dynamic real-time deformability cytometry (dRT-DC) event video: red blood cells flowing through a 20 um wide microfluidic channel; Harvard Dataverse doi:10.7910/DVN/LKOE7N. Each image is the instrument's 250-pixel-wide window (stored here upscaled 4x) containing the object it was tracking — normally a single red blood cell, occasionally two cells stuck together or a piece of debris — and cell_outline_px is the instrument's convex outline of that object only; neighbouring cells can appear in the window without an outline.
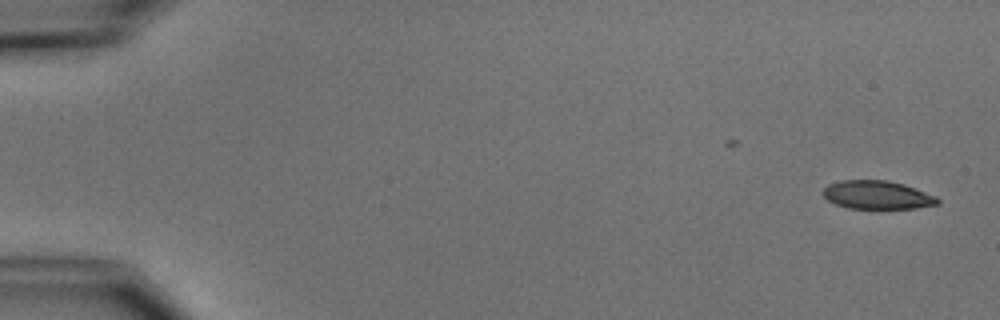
{"species": "common noctule bat (a hibernating species)", "species_latin": "Nyctalus noctula", "temperature_condition": "cold", "stored_images_in_passage": 3, "camera_frame_rate_fps": 3000, "um_per_image_px": 0.085, "animal": {"sex": "male", "body_mass_g": 15.6}, "frame": {"image": 1, "passage_image": 3, "time_ms": 2.333, "image_size_px": [1000, 320], "cell_outline_px": [[940, 204], [916, 208], [848, 208], [836, 204], [828, 200], [824, 196], [824, 188], [828, 184], [840, 180], [888, 180], [904, 184], [916, 188], [936, 196], [940, 200]], "centroid_in_image_um": [74.59, 16.56], "position_along_channel_um": 10.4, "area_um2": 18.96}}